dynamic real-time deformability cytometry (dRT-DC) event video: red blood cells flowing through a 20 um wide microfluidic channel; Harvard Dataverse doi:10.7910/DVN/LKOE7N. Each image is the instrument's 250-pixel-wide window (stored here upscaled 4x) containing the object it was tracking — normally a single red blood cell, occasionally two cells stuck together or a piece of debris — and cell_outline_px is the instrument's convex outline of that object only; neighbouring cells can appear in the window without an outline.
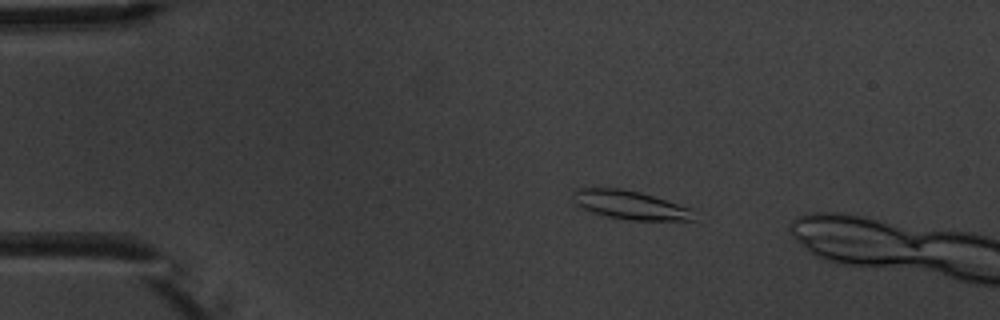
{"species": "common noctule bat (a hibernating species)", "species_latin": "Nyctalus noctula", "temperature_condition": "warm", "stored_images_in_passage": 3, "camera_frame_rate_fps": 3000, "um_per_image_px": 0.085, "animal": {"sex": "male", "body_mass_g": 20.1, "forearm_length_mm": 53.5}, "frame": {"image": 1, "passage_image": 2, "time_ms": 1.0, "image_size_px": [1000, 320], "cell_outline_px": [[696, 220], [628, 220], [608, 216], [592, 212], [576, 204], [572, 200], [572, 192], [576, 188], [620, 188], [640, 192], [692, 208]], "centroid_in_image_um": [53.55, 17.42], "position_along_channel_um": 31.4, "area_um2": 20.17}}